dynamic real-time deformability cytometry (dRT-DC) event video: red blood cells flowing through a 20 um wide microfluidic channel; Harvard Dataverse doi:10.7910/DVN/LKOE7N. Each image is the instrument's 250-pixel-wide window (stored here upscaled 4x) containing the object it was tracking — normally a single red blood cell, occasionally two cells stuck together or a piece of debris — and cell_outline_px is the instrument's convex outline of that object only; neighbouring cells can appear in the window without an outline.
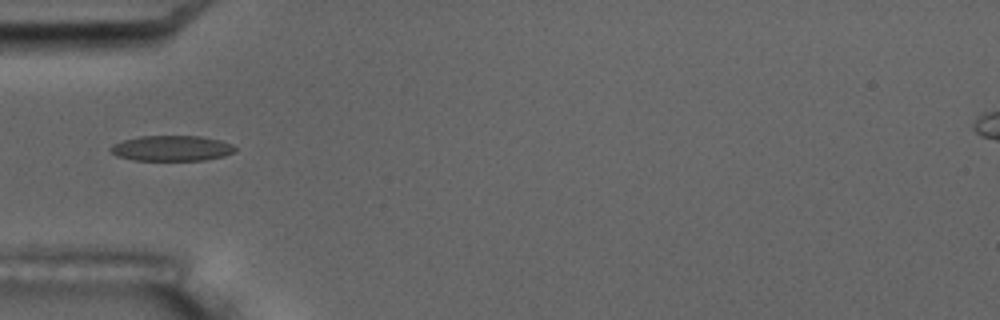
{"species": "common noctule bat (a hibernating species)", "species_latin": "Nyctalus noctula", "temperature_condition": "room temperature", "stored_images_in_passage": 5, "camera_frame_rate_fps": 3000, "um_per_image_px": 0.085, "animal": {"sex": "male", "body_mass_g": 17.5, "forearm_length_mm": 52.3}, "frame": {"image": 1, "passage_image": 2, "time_ms": 1.0, "image_size_px": [1000, 320], "cell_outline_px": [[236, 148], [232, 152], [224, 156], [204, 160], [136, 160], [116, 156], [108, 148], [112, 144], [124, 140], [140, 136], [200, 136], [220, 140], [232, 144]], "centroid_in_image_um": [14.57, 12.6], "position_along_channel_um": 70.4, "area_um2": 18.38}}